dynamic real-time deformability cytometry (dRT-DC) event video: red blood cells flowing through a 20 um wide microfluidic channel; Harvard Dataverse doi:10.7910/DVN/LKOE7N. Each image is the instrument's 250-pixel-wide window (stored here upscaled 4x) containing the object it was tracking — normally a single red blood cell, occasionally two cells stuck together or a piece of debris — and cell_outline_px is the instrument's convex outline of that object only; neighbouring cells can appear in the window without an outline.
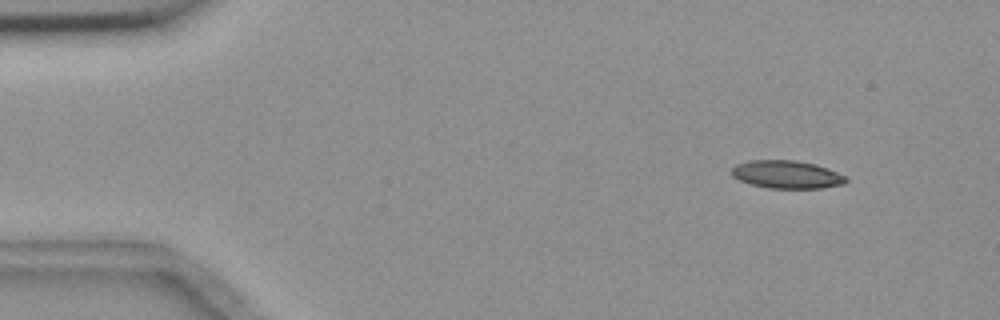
{"species": "common noctule bat (a hibernating species)", "species_latin": "Nyctalus noctula", "temperature_condition": "room temperature", "stored_images_in_passage": 4, "camera_frame_rate_fps": 3000, "um_per_image_px": 0.085, "animal": {"sex": "female", "body_mass_g": 18.4}, "frame": {"image": 1, "passage_image": 1, "time_ms": 0.0, "image_size_px": [1000, 320], "cell_outline_px": [[848, 180], [844, 184], [820, 188], [768, 188], [752, 184], [740, 180], [732, 176], [732, 168], [736, 164], [748, 160], [796, 160], [816, 164], [828, 168], [848, 176]], "centroid_in_image_um": [66.91, 14.82], "position_along_channel_um": 18.1, "area_um2": 18.73}}